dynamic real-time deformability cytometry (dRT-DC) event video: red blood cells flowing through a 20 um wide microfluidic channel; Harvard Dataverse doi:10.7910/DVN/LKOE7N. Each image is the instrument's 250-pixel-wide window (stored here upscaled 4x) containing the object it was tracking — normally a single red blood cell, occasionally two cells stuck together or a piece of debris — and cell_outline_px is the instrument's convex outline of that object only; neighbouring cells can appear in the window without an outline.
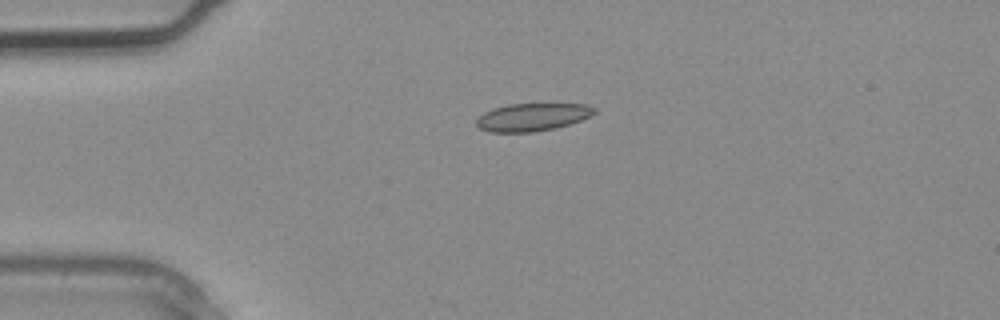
{"species": "common noctule bat (a hibernating species)", "species_latin": "Nyctalus noctula", "temperature_condition": "warm", "stored_images_in_passage": 3, "camera_frame_rate_fps": 3000, "um_per_image_px": 0.085, "animal": {"sex": "male", "body_mass_g": 20.4}, "frame": {"image": 1, "passage_image": 3, "time_ms": 0.667, "image_size_px": [1000, 320], "cell_outline_px": [[596, 112], [580, 120], [556, 128], [532, 132], [488, 132], [480, 128], [476, 124], [476, 120], [484, 112], [492, 108], [508, 104], [584, 104], [596, 108]], "centroid_in_image_um": [45.21, 9.95], "position_along_channel_um": 39.8, "area_um2": 18.96}}